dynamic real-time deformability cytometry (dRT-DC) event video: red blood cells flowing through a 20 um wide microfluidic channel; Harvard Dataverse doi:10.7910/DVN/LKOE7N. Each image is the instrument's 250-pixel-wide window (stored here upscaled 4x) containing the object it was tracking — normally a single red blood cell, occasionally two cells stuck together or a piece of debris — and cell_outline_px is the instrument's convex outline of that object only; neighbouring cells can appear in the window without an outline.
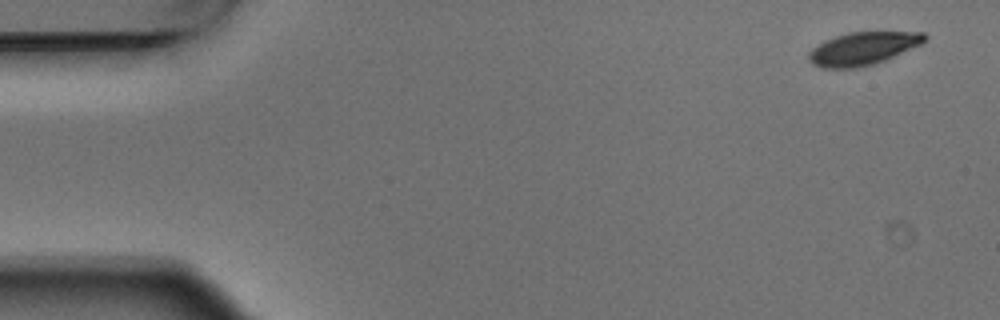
{"species": "Egyptian fruit bat (a non-hibernating species)", "species_latin": "Rousettus aegyptiacus", "temperature_condition": "warm", "stored_images_in_passage": 9, "camera_frame_rate_fps": 3000, "um_per_image_px": 0.085, "animal": {"sex": "male"}, "frame": {"image": 1, "passage_image": 1, "time_ms": 0.0, "image_size_px": [1000, 320], "cell_outline_px": [[928, 36], [920, 44], [876, 64], [856, 68], [820, 68], [812, 64], [808, 60], [808, 52], [812, 48], [824, 40], [848, 32], [924, 32]], "centroid_in_image_um": [73.29, 4.13], "position_along_channel_um": 11.7, "area_um2": 22.25}}
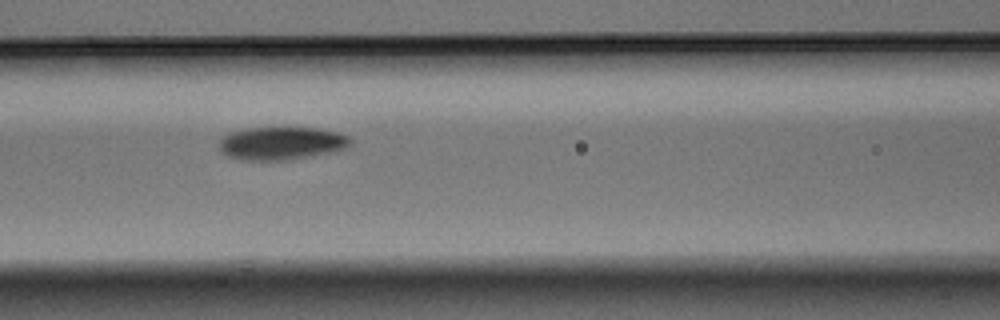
{"frame": {"image": 2, "passage_image": 7, "time_ms": 2.0, "image_size_px": [1000, 320], "cell_outline_px": [[352, 140], [344, 148], [328, 152], [308, 156], [284, 160], [244, 160], [228, 156], [220, 148], [220, 140], [224, 136], [232, 132], [248, 128], [312, 128], [336, 132], [348, 136]], "centroid_in_image_um": [23.89, 12.17], "position_along_channel_um": 142.7, "area_um2": 24.51}}
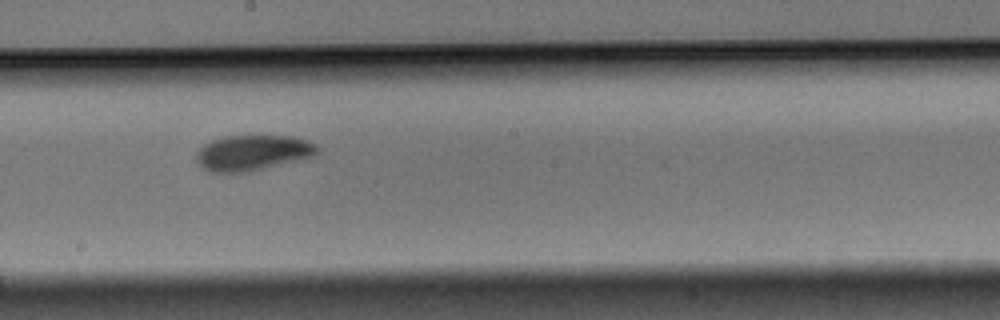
{"frame": {"image": 3, "passage_image": 9, "time_ms": 2.667, "image_size_px": [1000, 320], "cell_outline_px": [[316, 152], [312, 156], [260, 168], [240, 172], [212, 172], [204, 168], [196, 160], [196, 152], [204, 144], [212, 140], [228, 136], [288, 136], [304, 140], [316, 144]], "centroid_in_image_um": [21.4, 12.96], "position_along_channel_um": 226.8, "area_um2": 24.04}}